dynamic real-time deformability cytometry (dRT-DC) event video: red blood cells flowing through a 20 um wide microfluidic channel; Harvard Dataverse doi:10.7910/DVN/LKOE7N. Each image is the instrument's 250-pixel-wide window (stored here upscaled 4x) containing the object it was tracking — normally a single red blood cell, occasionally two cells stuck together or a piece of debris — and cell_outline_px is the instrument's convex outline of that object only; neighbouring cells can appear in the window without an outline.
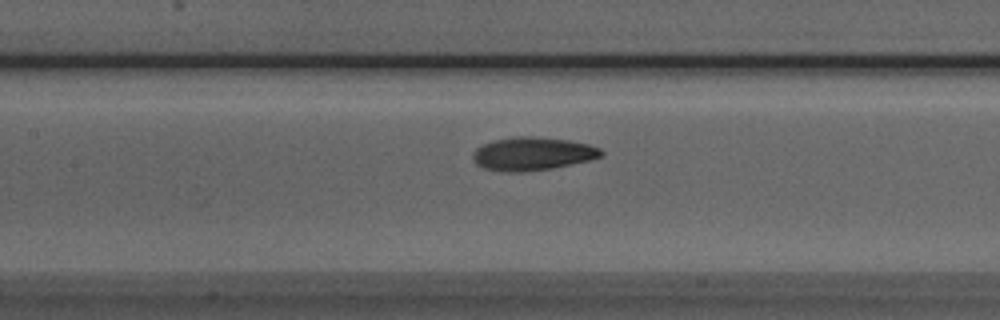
{"species": "Egyptian fruit bat (a non-hibernating species)", "species_latin": "Rousettus aegyptiacus", "temperature_condition": "room temperature", "stored_images_in_passage": 34, "camera_frame_rate_fps": 3000, "um_per_image_px": 0.085, "animal": {"sex": "male"}, "frame": {"image": 1, "passage_image": 8, "time_ms": 2.333, "image_size_px": [1000, 320], "cell_outline_px": [[604, 152], [600, 156], [592, 160], [552, 168], [520, 172], [508, 172], [484, 168], [476, 164], [472, 160], [472, 152], [476, 148], [484, 144], [496, 140], [516, 136], [532, 136], [568, 140], [588, 144], [600, 148]], "centroid_in_image_um": [45.26, 13.07], "position_along_channel_um": 162.1, "area_um2": 24.8}}
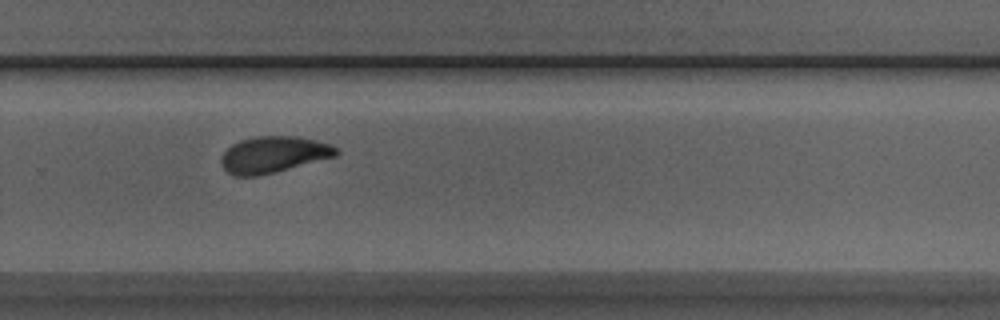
{"frame": {"image": 2, "passage_image": 19, "time_ms": 6.0, "image_size_px": [1000, 320], "cell_outline_px": [[340, 152], [336, 156], [260, 176], [232, 176], [220, 164], [220, 160], [224, 152], [232, 144], [240, 140], [256, 136], [296, 136], [316, 140], [332, 144]], "centroid_in_image_um": [23.24, 13.14], "position_along_channel_um": 306.6, "area_um2": 24.51}}
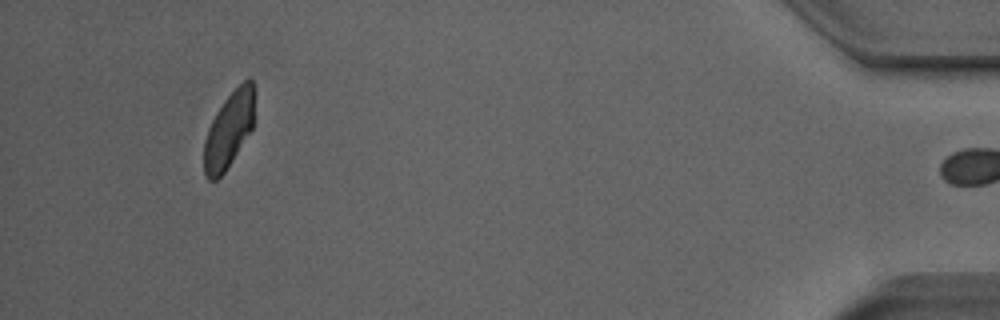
{"frame": {"image": 3, "passage_image": 33, "time_ms": 10.667, "image_size_px": [1000, 320], "cell_outline_px": [[256, 92], [252, 128], [232, 160], [224, 172], [216, 180], [208, 180], [204, 172], [204, 140], [208, 128], [216, 112], [224, 100], [248, 76], [252, 80], [256, 88]], "centroid_in_image_um": [19.48, 10.98], "position_along_channel_um": 415.7, "area_um2": 22.37}, "authors_computed_cell_mechanics": {"area_um2": 24.2182, "velocity_mm_per_s": 3.955, "shape_relaxation_time_tau1_ms": 4.9597, "shape_relaxation_time_tau2_ms": 2.1254, "deformation_change_tau1": 0.1405, "deformation_change_tau2": 0.0782}}